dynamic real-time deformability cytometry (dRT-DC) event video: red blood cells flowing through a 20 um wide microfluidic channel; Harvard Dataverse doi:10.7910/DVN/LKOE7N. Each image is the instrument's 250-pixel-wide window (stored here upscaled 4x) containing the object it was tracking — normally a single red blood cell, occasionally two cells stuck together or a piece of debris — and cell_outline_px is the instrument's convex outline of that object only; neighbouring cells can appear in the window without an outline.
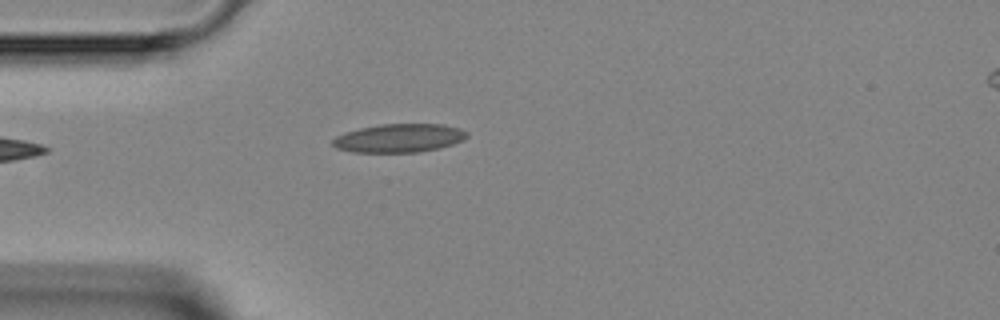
{"species": "Egyptian fruit bat (a non-hibernating species)", "species_latin": "Rousettus aegyptiacus", "temperature_condition": "room temperature", "stored_images_in_passage": 2, "camera_frame_rate_fps": 3000, "um_per_image_px": 0.085, "animal": {"sex": "female"}, "frame": {"image": 1, "passage_image": 2, "time_ms": 1.333, "image_size_px": [1000, 320], "cell_outline_px": [[468, 136], [464, 140], [440, 148], [420, 152], [352, 152], [336, 148], [332, 144], [332, 140], [336, 136], [344, 132], [360, 128], [380, 124], [444, 124], [460, 128], [468, 132]], "centroid_in_image_um": [33.94, 11.73], "position_along_channel_um": 51.1, "area_um2": 22.48}}